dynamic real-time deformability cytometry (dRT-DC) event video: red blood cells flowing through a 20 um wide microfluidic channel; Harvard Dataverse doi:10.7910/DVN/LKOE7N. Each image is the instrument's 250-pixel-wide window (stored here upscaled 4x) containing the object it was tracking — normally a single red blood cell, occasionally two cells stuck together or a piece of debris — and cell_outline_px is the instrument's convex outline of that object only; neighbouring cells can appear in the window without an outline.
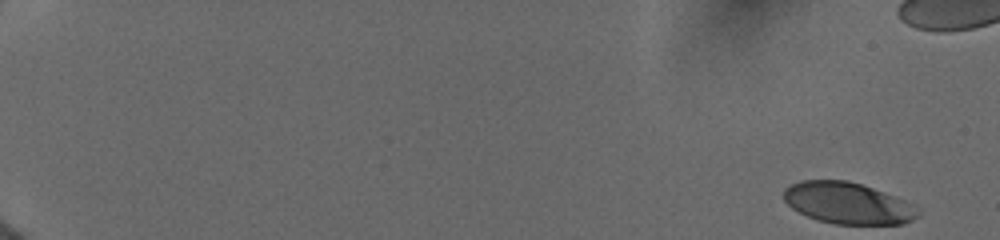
{"species": "human", "species_latin": "Homo sapiens", "temperature_condition": "cold", "stored_images_in_passage": 14, "camera_frame_rate_fps": 3000, "um_per_image_px": 0.085, "donor": {"sex": "female"}, "frame": {"image": 1, "passage_image": 1, "time_ms": 0.0, "image_size_px": [1000, 240], "cell_outline_px": [[920, 216], [904, 224], [836, 224], [816, 220], [792, 208], [784, 200], [784, 188], [800, 180], [848, 180], [884, 192], [916, 204], [920, 208]], "centroid_in_image_um": [72.11, 17.27], "position_along_channel_um": 12.9, "area_um2": 32.66}}
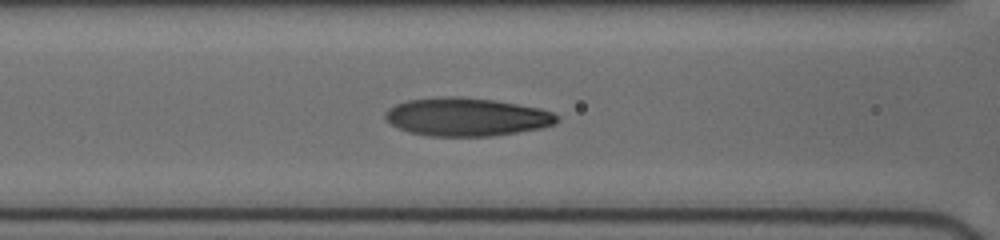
{"frame": {"image": 2, "passage_image": 12, "time_ms": 8.0, "image_size_px": [1000, 240], "cell_outline_px": [[556, 124], [540, 128], [492, 136], [428, 136], [408, 132], [384, 120], [384, 112], [388, 108], [396, 104], [408, 100], [440, 96], [460, 96], [492, 100], [540, 108], [552, 112], [556, 116]], "centroid_in_image_um": [39.6, 9.93], "position_along_channel_um": 127.0, "area_um2": 38.21}}
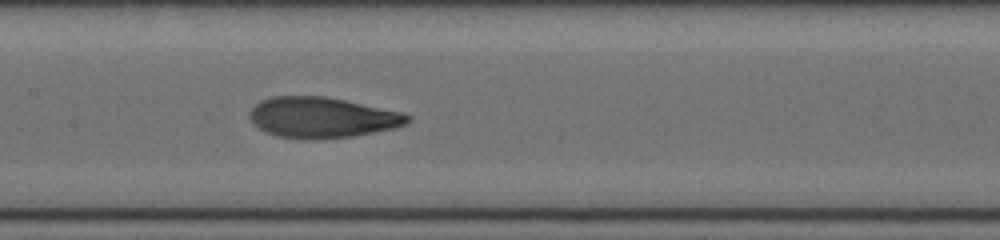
{"frame": {"image": 3, "passage_image": 14, "time_ms": 9.333, "image_size_px": [1000, 240], "cell_outline_px": [[412, 120], [408, 124], [396, 128], [352, 136], [316, 140], [304, 140], [276, 136], [264, 132], [252, 124], [248, 116], [248, 112], [260, 100], [272, 96], [324, 96], [404, 112], [412, 116]], "centroid_in_image_um": [27.37, 10.0], "position_along_channel_um": 180.0, "area_um2": 38.09}}